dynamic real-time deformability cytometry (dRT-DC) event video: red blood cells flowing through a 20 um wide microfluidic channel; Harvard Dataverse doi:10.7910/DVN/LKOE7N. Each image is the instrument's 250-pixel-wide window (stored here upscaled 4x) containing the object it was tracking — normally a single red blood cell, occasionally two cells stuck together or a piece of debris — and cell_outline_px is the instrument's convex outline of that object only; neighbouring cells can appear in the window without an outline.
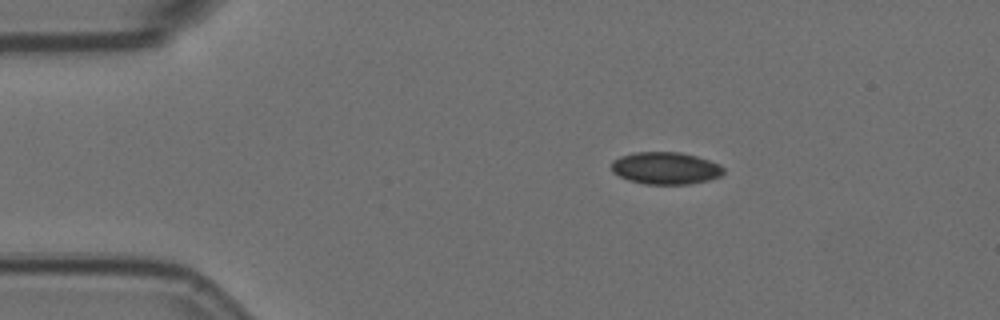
{"species": "Egyptian fruit bat (a non-hibernating species)", "species_latin": "Rousettus aegyptiacus", "temperature_condition": "room temperature", "stored_images_in_passage": 56, "camera_frame_rate_fps": 3000, "um_per_image_px": 0.085, "animal": {"sex": "female"}, "frame": {"image": 1, "passage_image": 9, "time_ms": 2.667, "image_size_px": [1000, 320], "cell_outline_px": [[724, 172], [720, 176], [708, 180], [688, 184], [644, 184], [628, 180], [612, 172], [612, 160], [620, 156], [636, 152], [680, 152], [696, 156], [720, 164], [724, 168]], "centroid_in_image_um": [56.56, 14.29], "position_along_channel_um": 28.4, "area_um2": 21.04}}
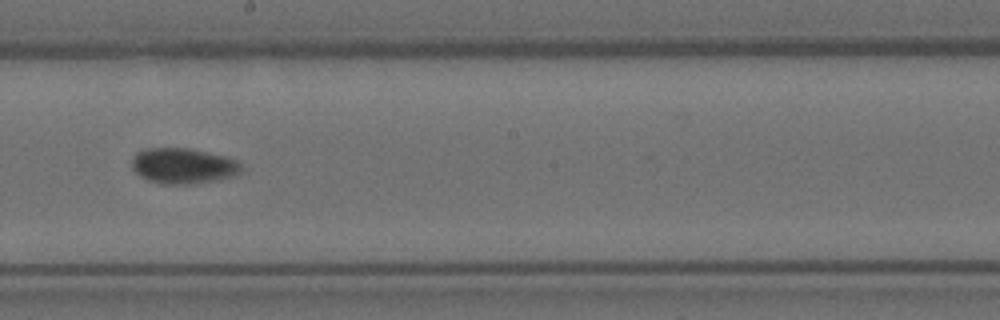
{"frame": {"image": 2, "passage_image": 31, "time_ms": 10.0, "image_size_px": [1000, 320], "cell_outline_px": [[244, 168], [240, 172], [232, 176], [216, 180], [192, 184], [164, 184], [148, 180], [140, 176], [132, 168], [132, 160], [136, 152], [144, 148], [188, 148], [228, 156], [236, 160]], "centroid_in_image_um": [15.57, 14.09], "position_along_channel_um": 232.6, "area_um2": 22.83}}
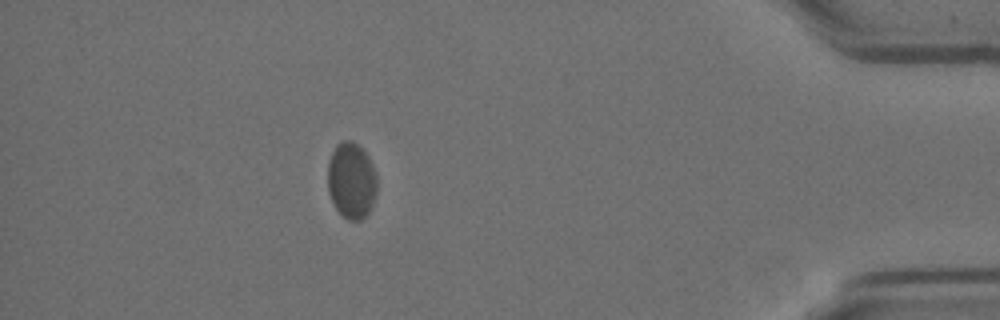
{"frame": {"image": 3, "passage_image": 50, "time_ms": 16.333, "image_size_px": [1000, 320], "cell_outline_px": [[376, 192], [372, 204], [368, 212], [360, 220], [348, 220], [336, 208], [328, 192], [328, 164], [332, 152], [336, 144], [344, 140], [352, 140], [364, 148], [372, 164], [376, 176]], "centroid_in_image_um": [29.87, 15.3], "position_along_channel_um": 405.3, "area_um2": 21.85}}